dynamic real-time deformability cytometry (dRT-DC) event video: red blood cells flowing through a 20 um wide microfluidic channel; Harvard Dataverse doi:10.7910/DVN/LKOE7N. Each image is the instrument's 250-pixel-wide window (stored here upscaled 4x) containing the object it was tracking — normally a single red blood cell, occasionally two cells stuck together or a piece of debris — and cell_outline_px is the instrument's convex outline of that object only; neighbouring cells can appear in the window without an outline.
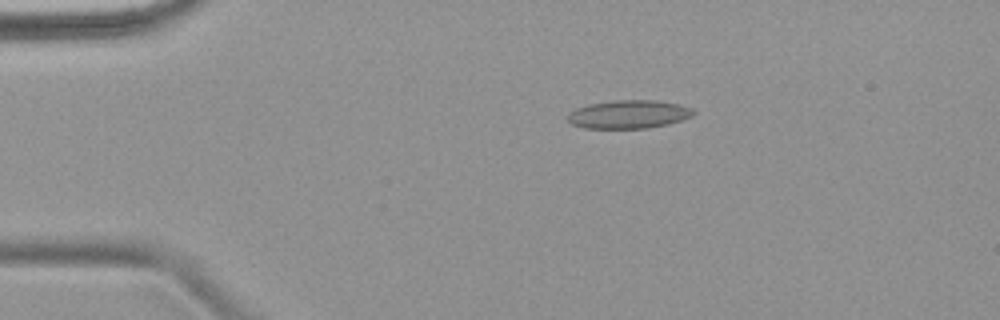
{"species": "common noctule bat (a hibernating species)", "species_latin": "Nyctalus noctula", "temperature_condition": "warm", "stored_images_in_passage": 4, "camera_frame_rate_fps": 3000, "um_per_image_px": 0.085, "animal": {"sex": "female", "body_mass_g": 18.4}, "frame": {"image": 1, "passage_image": 3, "time_ms": 3.0, "image_size_px": [1000, 320], "cell_outline_px": [[696, 112], [692, 116], [668, 124], [648, 128], [584, 128], [572, 124], [568, 120], [568, 112], [576, 108], [588, 104], [616, 100], [656, 100], [680, 104], [692, 108]], "centroid_in_image_um": [53.44, 9.71], "position_along_channel_um": 31.6, "area_um2": 20.81}}